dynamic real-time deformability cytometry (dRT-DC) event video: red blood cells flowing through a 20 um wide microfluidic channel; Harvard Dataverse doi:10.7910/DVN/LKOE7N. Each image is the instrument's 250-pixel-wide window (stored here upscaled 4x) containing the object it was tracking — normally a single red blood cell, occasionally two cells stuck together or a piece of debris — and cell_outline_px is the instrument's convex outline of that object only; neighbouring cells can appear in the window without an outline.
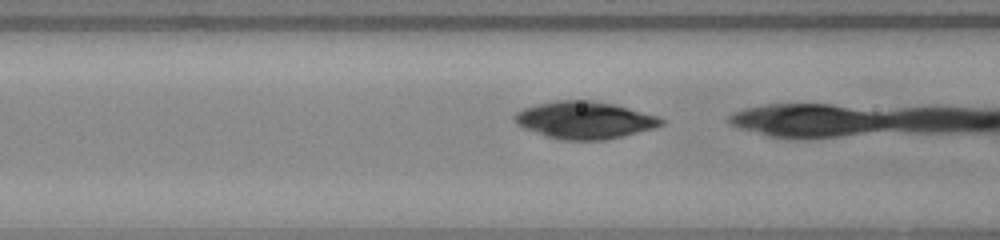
{"species": "common noctule bat (a hibernating species)", "species_latin": "Nyctalus noctula", "temperature_condition": "warm", "stored_images_in_passage": 17, "camera_frame_rate_fps": 3000, "um_per_image_px": 0.085, "animal": {"sex": "female", "body_mass_g": 23.0, "forearm_length_mm": 53.4}, "frame": {"image": 1, "passage_image": 3, "time_ms": 0.667, "image_size_px": [1000, 240], "cell_outline_px": [[664, 124], [656, 128], [604, 140], [560, 140], [524, 128], [516, 124], [512, 120], [512, 116], [516, 112], [524, 108], [536, 104], [556, 100], [592, 100], [616, 104], [660, 116], [664, 120]], "centroid_in_image_um": [49.71, 10.2], "position_along_channel_um": 116.9, "area_um2": 32.14}}
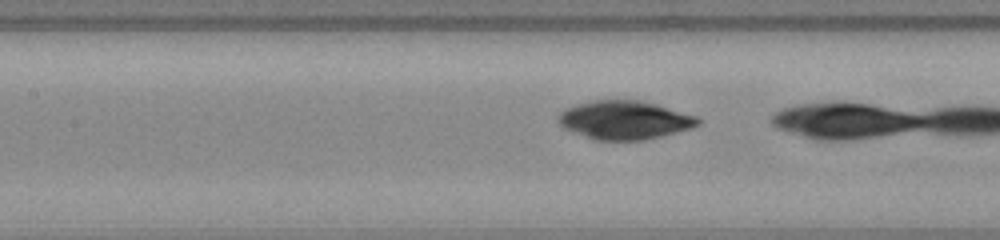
{"frame": {"image": 2, "passage_image": 6, "time_ms": 1.667, "image_size_px": [1000, 240], "cell_outline_px": [[700, 124], [692, 128], [644, 140], [596, 140], [572, 132], [564, 128], [556, 120], [560, 112], [564, 108], [576, 104], [592, 100], [640, 100], [656, 104], [696, 116], [700, 120]], "centroid_in_image_um": [53.05, 10.2], "position_along_channel_um": 154.4, "area_um2": 31.39}}
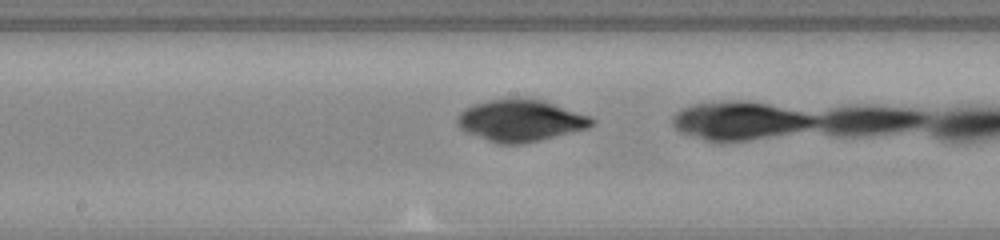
{"frame": {"image": 3, "passage_image": 10, "time_ms": 3.0, "image_size_px": [1000, 240], "cell_outline_px": [[596, 120], [588, 128], [540, 140], [520, 144], [496, 144], [464, 132], [456, 124], [456, 116], [464, 108], [472, 104], [488, 100], [544, 100], [588, 116]], "centroid_in_image_um": [44.17, 10.28], "position_along_channel_um": 204.0, "area_um2": 32.43}}